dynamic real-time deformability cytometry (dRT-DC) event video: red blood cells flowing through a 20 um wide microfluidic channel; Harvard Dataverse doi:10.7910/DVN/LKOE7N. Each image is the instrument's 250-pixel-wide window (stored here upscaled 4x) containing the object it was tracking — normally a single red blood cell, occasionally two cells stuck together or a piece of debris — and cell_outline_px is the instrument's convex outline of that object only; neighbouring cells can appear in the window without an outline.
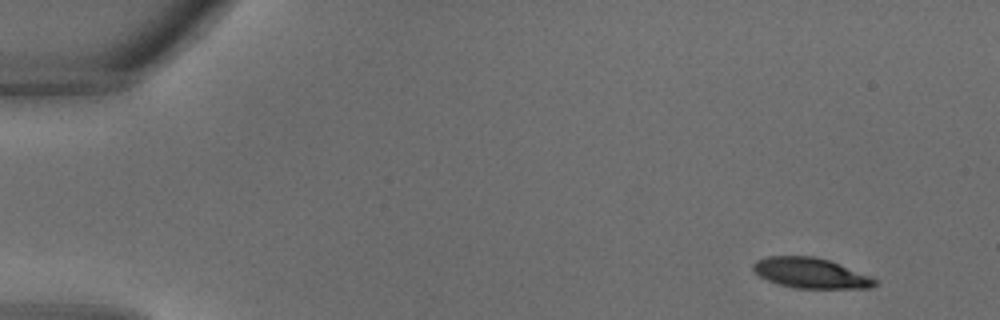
{"species": "common noctule bat (a hibernating species)", "species_latin": "Nyctalus noctula", "temperature_condition": "warm", "stored_images_in_passage": 17, "camera_frame_rate_fps": 3000, "um_per_image_px": 0.085, "animal": {"sex": "male", "body_mass_g": 18.8}, "frame": {"image": 1, "passage_image": 1, "time_ms": 0.0, "image_size_px": [1000, 320], "cell_outline_px": [[880, 280], [872, 288], [796, 288], [780, 284], [768, 280], [760, 276], [752, 268], [752, 264], [756, 260], [768, 256], [812, 256], [828, 260], [840, 264], [872, 276]], "centroid_in_image_um": [68.95, 23.21], "position_along_channel_um": 16.0, "area_um2": 21.5}}
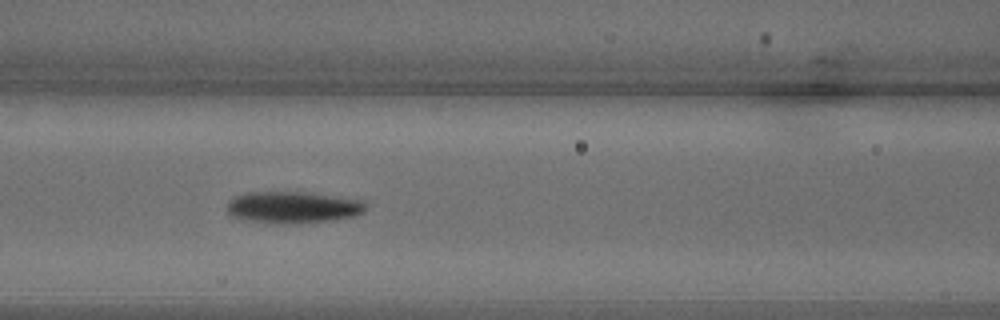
{"frame": {"image": 2, "passage_image": 13, "time_ms": 4.0, "image_size_px": [1000, 320], "cell_outline_px": [[368, 208], [364, 212], [352, 216], [332, 220], [288, 224], [280, 224], [240, 220], [232, 216], [228, 212], [228, 200], [232, 196], [248, 192], [308, 192], [364, 200], [368, 204]], "centroid_in_image_um": [24.89, 17.62], "position_along_channel_um": 141.7, "area_um2": 26.07}}
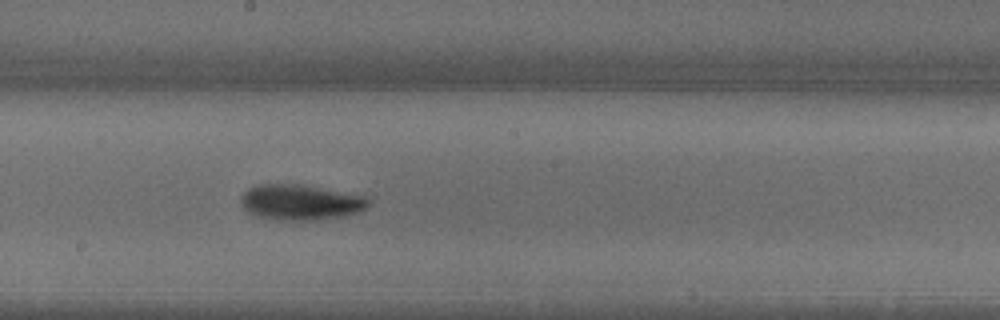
{"frame": {"image": 3, "passage_image": 17, "time_ms": 5.333, "image_size_px": [1000, 320], "cell_outline_px": [[372, 204], [368, 208], [344, 216], [312, 220], [280, 220], [256, 216], [248, 212], [240, 204], [240, 196], [248, 188], [260, 184], [300, 184], [364, 196]], "centroid_in_image_um": [25.51, 17.19], "position_along_channel_um": 222.7, "area_um2": 26.36}}